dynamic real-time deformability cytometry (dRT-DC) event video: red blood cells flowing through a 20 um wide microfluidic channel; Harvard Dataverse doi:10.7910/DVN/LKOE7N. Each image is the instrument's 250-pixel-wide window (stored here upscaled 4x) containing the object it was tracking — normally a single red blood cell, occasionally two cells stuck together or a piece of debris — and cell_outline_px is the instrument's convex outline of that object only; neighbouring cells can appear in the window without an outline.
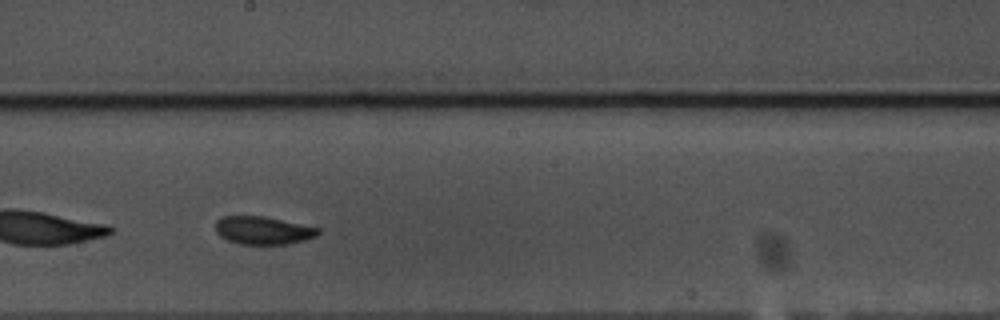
{"species": "common noctule bat (a hibernating species)", "species_latin": "Nyctalus noctula", "temperature_condition": "warm", "stored_images_in_passage": 37, "camera_frame_rate_fps": 3000, "um_per_image_px": 0.085, "animal": {"sex": "male", "body_mass_g": 17.5, "forearm_length_mm": 52.3}, "frame": {"image": 1, "passage_image": 22, "time_ms": 7.0, "image_size_px": [1000, 320], "cell_outline_px": [[320, 232], [316, 236], [304, 240], [288, 244], [240, 244], [228, 240], [220, 236], [216, 232], [216, 220], [220, 216], [264, 216], [320, 228]], "centroid_in_image_um": [22.34, 19.58], "position_along_channel_um": 225.9, "area_um2": 16.7}, "authors_computed_cell_mechanics": {"area_um2": 17.051, "velocity_mm_per_s": 3.5299, "shape_relaxation_time_tau1_ms": 3.1052, "shape_relaxation_time_tau2_ms": 2.1744, "deformation_change_tau1": 0.1202, "deformation_change_tau2": 0.0469}}